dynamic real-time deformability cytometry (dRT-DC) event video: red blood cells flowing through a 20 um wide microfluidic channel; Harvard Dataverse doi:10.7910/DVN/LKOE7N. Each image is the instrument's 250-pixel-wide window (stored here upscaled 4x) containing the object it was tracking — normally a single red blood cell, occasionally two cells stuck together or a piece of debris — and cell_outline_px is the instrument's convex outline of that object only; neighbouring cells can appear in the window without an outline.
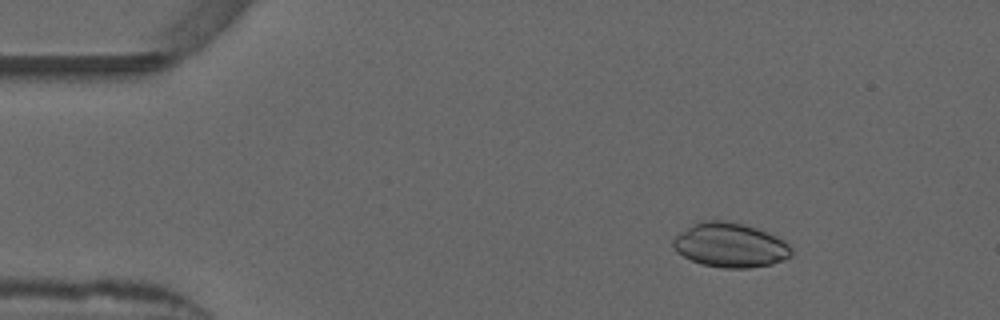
{"species": "common noctule bat (a hibernating species)", "species_latin": "Nyctalus noctula", "temperature_condition": "warm", "stored_images_in_passage": 53, "camera_frame_rate_fps": 3000, "um_per_image_px": 0.085, "animal": {"sex": "male", "forearm_length_mm": 52.5}, "frame": {"image": 1, "passage_image": 8, "time_ms": 2.333, "image_size_px": [1000, 320], "cell_outline_px": [[792, 256], [784, 260], [772, 264], [748, 268], [724, 268], [704, 264], [692, 260], [676, 252], [672, 244], [672, 240], [676, 236], [692, 224], [700, 220], [728, 220], [744, 224], [768, 232], [784, 240], [792, 248]], "centroid_in_image_um": [62.09, 20.82], "position_along_channel_um": 22.9, "area_um2": 30.75}}